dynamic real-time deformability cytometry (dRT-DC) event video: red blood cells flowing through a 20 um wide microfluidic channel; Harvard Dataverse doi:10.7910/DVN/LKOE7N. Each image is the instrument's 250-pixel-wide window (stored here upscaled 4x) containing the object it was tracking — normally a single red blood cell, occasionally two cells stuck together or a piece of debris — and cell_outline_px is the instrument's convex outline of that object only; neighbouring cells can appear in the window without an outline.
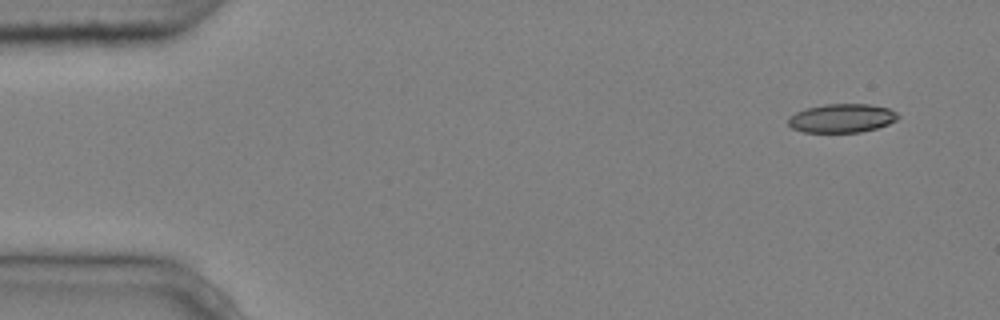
{"species": "common noctule bat (a hibernating species)", "species_latin": "Nyctalus noctula", "temperature_condition": "cold", "stored_images_in_passage": 4, "camera_frame_rate_fps": 3000, "um_per_image_px": 0.085, "animal": {"sex": "male", "body_mass_g": 20.4}, "frame": {"image": 1, "passage_image": 1, "time_ms": 0.0, "image_size_px": [1000, 320], "cell_outline_px": [[900, 116], [896, 120], [888, 124], [876, 128], [860, 132], [804, 132], [792, 128], [788, 124], [788, 116], [804, 108], [824, 104], [868, 104], [888, 108], [896, 112]], "centroid_in_image_um": [71.53, 10.04], "position_along_channel_um": 13.5, "area_um2": 18.44}}
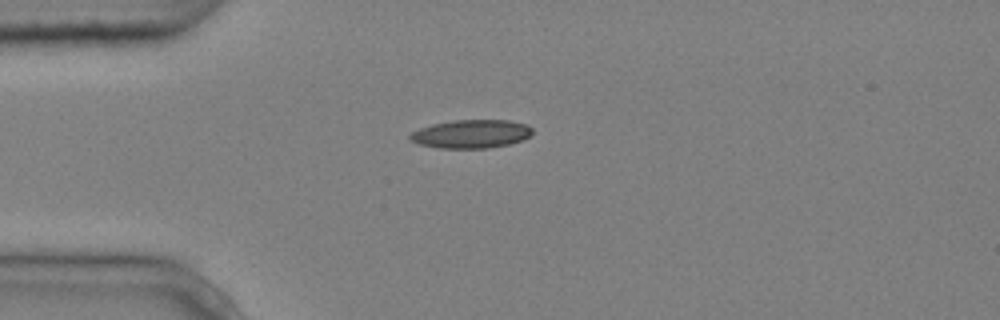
{"frame": {"image": 2, "passage_image": 4, "time_ms": 1.0, "image_size_px": [1000, 320], "cell_outline_px": [[532, 136], [524, 140], [508, 144], [488, 148], [440, 148], [420, 144], [412, 140], [408, 136], [412, 132], [420, 128], [432, 124], [456, 120], [508, 120], [528, 124], [532, 128]], "centroid_in_image_um": [40.11, 11.38], "position_along_channel_um": 44.9, "area_um2": 20.29}}